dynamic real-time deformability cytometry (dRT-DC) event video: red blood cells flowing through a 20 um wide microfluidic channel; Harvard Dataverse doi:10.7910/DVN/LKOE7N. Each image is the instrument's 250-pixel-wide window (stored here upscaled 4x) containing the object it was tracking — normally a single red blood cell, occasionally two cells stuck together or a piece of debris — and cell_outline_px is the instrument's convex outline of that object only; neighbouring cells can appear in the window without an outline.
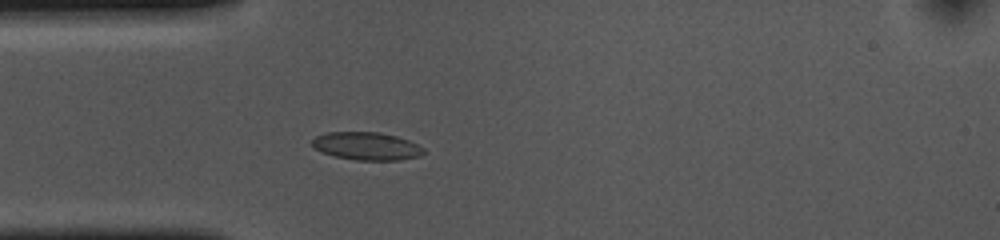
{"species": "common noctule bat (a hibernating species)", "species_latin": "Nyctalus noctula", "temperature_condition": "cold", "stored_images_in_passage": 41, "camera_frame_rate_fps": 3000, "um_per_image_px": 0.085, "animal": {"sex": "female", "body_mass_g": 10.0, "forearm_length_mm": 53.1}, "frame": {"image": 1, "passage_image": 1, "time_ms": 0.0, "image_size_px": [1000, 240], "cell_outline_px": [[424, 152], [420, 156], [400, 160], [356, 160], [336, 156], [324, 152], [316, 148], [312, 144], [312, 140], [316, 136], [324, 132], [380, 132], [396, 136], [408, 140], [424, 148]], "centroid_in_image_um": [31.18, 12.41], "position_along_channel_um": 53.8, "area_um2": 17.98}}
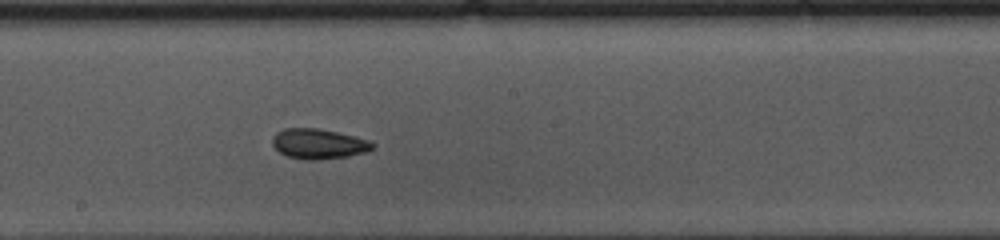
{"frame": {"image": 2, "passage_image": 15, "time_ms": 4.667, "image_size_px": [1000, 240], "cell_outline_px": [[376, 148], [368, 152], [348, 156], [316, 160], [308, 160], [288, 156], [280, 152], [272, 144], [272, 136], [276, 132], [284, 128], [320, 128], [368, 140], [376, 144]], "centroid_in_image_um": [27.1, 12.22], "position_along_channel_um": 221.1, "area_um2": 17.63}}
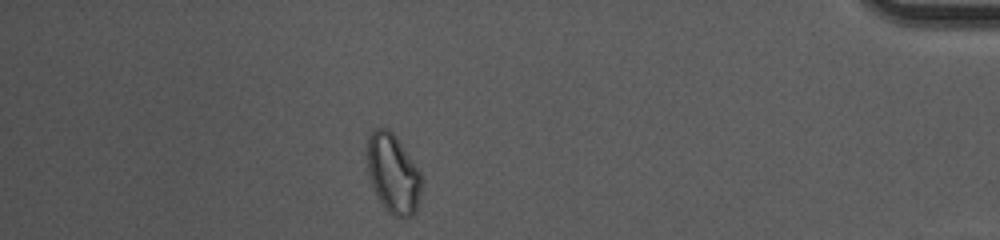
{"frame": {"image": 3, "passage_image": 34, "time_ms": 11.0, "image_size_px": [1000, 240], "cell_outline_px": [[420, 200], [416, 212], [412, 216], [404, 220], [392, 216], [388, 212], [380, 200], [372, 184], [368, 172], [364, 148], [368, 136], [372, 128], [388, 128], [392, 132], [420, 172]], "centroid_in_image_um": [33.37, 14.76], "position_along_channel_um": 401.8, "area_um2": 25.37}}